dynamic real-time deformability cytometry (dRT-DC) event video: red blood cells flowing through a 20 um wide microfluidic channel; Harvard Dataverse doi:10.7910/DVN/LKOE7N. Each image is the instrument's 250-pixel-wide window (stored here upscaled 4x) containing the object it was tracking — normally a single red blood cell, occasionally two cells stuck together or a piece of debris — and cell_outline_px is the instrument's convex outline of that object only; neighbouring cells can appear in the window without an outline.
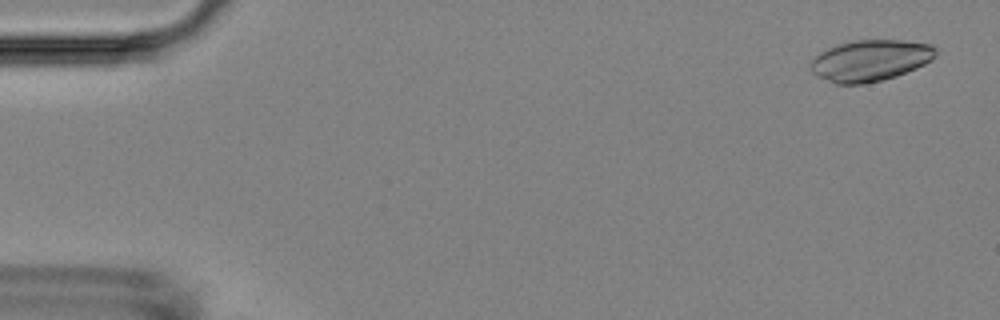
{"species": "Egyptian fruit bat (a non-hibernating species)", "species_latin": "Rousettus aegyptiacus", "temperature_condition": "room temperature", "stored_images_in_passage": 56, "camera_frame_rate_fps": 3000, "um_per_image_px": 0.085, "animal": {"sex": "female"}, "frame": {"image": 1, "passage_image": 3, "time_ms": 0.667, "image_size_px": [1000, 320], "cell_outline_px": [[936, 56], [932, 60], [916, 68], [896, 76], [884, 80], [864, 84], [836, 84], [816, 76], [808, 68], [808, 64], [820, 52], [836, 44], [852, 40], [900, 40], [932, 44], [936, 48]], "centroid_in_image_um": [73.94, 5.14], "position_along_channel_um": 11.1, "area_um2": 30.46}}
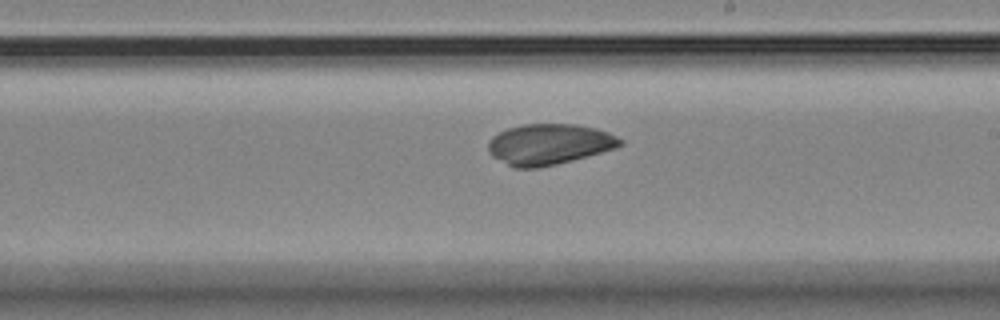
{"frame": {"image": 2, "passage_image": 33, "time_ms": 10.667, "image_size_px": [1000, 320], "cell_outline_px": [[624, 144], [616, 148], [572, 160], [556, 164], [536, 168], [512, 168], [492, 156], [488, 152], [488, 140], [492, 136], [508, 128], [524, 124], [576, 124], [596, 128], [608, 132], [624, 140]], "centroid_in_image_um": [46.66, 12.26], "position_along_channel_um": 242.3, "area_um2": 31.5}}
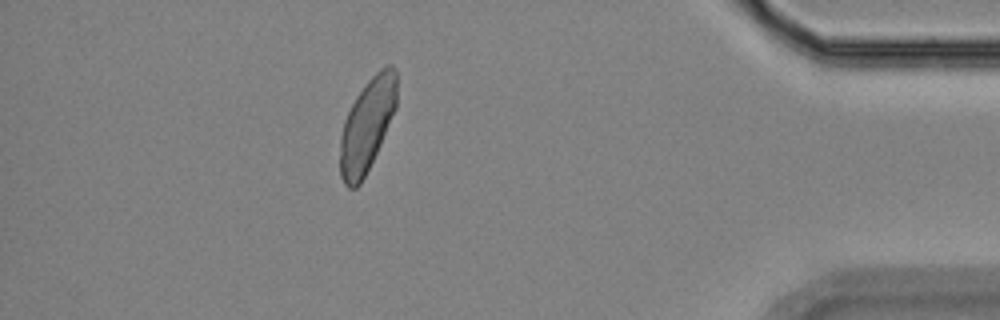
{"frame": {"image": 3, "passage_image": 50, "time_ms": 16.333, "image_size_px": [1000, 320], "cell_outline_px": [[396, 108], [380, 144], [360, 184], [356, 188], [348, 188], [344, 184], [340, 176], [340, 136], [344, 120], [356, 96], [368, 80], [380, 68], [388, 64], [392, 64], [396, 72]], "centroid_in_image_um": [31.19, 10.63], "position_along_channel_um": 404.0, "area_um2": 30.35}}